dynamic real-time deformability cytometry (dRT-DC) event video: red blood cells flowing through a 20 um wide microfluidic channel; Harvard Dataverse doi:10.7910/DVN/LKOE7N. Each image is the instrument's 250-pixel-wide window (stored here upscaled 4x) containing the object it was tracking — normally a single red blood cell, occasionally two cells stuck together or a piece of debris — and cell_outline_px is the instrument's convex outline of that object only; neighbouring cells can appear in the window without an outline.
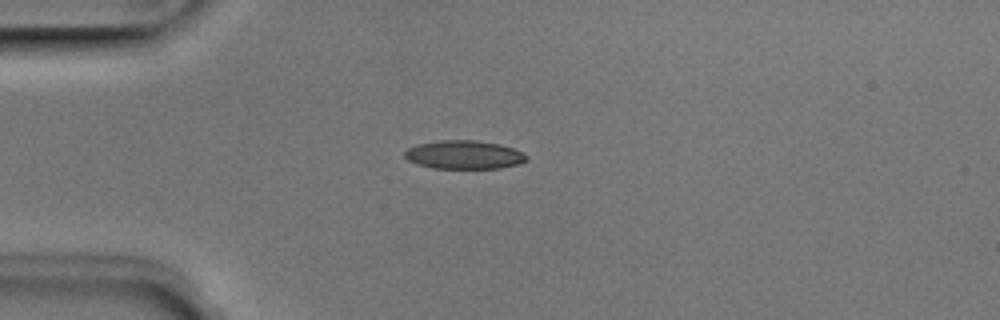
{"species": "Egyptian fruit bat (a non-hibernating species)", "species_latin": "Rousettus aegyptiacus", "temperature_condition": "room temperature", "stored_images_in_passage": 39, "camera_frame_rate_fps": 3000, "um_per_image_px": 0.085, "animal": {"sex": "male"}, "frame": {"image": 1, "passage_image": 1, "time_ms": 0.0, "image_size_px": [1000, 320], "cell_outline_px": [[528, 160], [516, 164], [500, 168], [432, 168], [416, 164], [408, 160], [404, 156], [404, 152], [408, 148], [416, 144], [440, 140], [476, 140], [500, 144], [512, 148], [528, 156]], "centroid_in_image_um": [39.41, 13.15], "position_along_channel_um": 45.6, "area_um2": 20.23}}
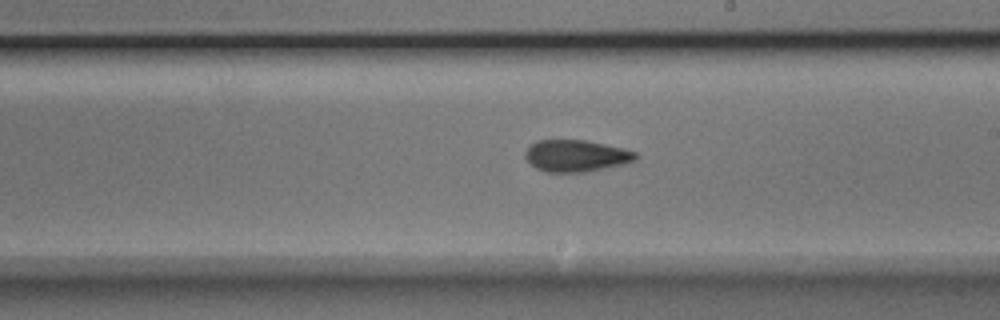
{"frame": {"image": 2, "passage_image": 17, "time_ms": 5.333, "image_size_px": [1000, 320], "cell_outline_px": [[636, 160], [624, 164], [584, 172], [544, 172], [536, 168], [524, 156], [524, 152], [528, 144], [536, 140], [584, 140], [624, 148], [636, 152]], "centroid_in_image_um": [48.92, 13.23], "position_along_channel_um": 240.1, "area_um2": 20.52}}
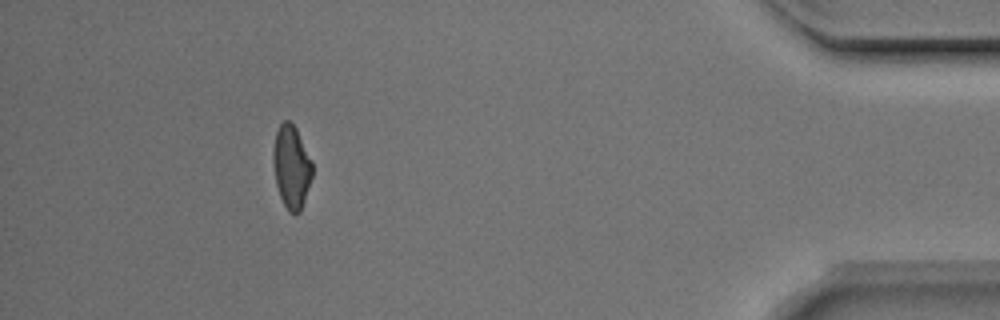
{"frame": {"image": 3, "passage_image": 34, "time_ms": 11.0, "image_size_px": [1000, 320], "cell_outline_px": [[312, 176], [300, 212], [296, 216], [288, 212], [280, 196], [276, 184], [272, 160], [272, 152], [276, 132], [280, 124], [284, 120], [288, 120], [296, 128], [312, 160]], "centroid_in_image_um": [24.76, 14.19], "position_along_channel_um": 410.4, "area_um2": 19.02}, "authors_computed_cell_mechanics": {"area_um2": 19.8832, "velocity_mm_per_s": 4.003, "shape_relaxation_time_tau1_ms": 4.0495, "shape_relaxation_time_tau2_ms": 2.4291, "deformation_change_tau1": 0.1611, "deformation_change_tau2": 0.0998}}